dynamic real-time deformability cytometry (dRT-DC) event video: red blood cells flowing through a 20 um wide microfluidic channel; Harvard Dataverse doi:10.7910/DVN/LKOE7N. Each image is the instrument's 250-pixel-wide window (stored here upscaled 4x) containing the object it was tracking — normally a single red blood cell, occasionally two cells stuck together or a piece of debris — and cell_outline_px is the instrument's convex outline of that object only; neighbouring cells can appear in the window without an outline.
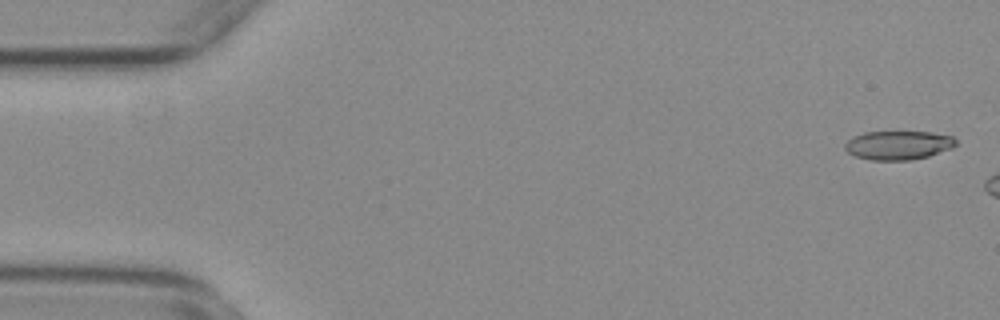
{"species": "common noctule bat (a hibernating species)", "species_latin": "Nyctalus noctula", "temperature_condition": "warm", "stored_images_in_passage": 7, "camera_frame_rate_fps": 3000, "um_per_image_px": 0.085, "animal": {"sex": "female", "body_mass_g": 29.2, "forearm_length_mm": 56.3}, "frame": {"image": 1, "passage_image": 2, "time_ms": 0.333, "image_size_px": [1000, 320], "cell_outline_px": [[956, 144], [952, 148], [928, 156], [912, 160], [872, 160], [856, 156], [848, 152], [844, 148], [844, 144], [852, 136], [864, 132], [932, 132], [952, 136], [956, 140]], "centroid_in_image_um": [76.34, 12.34], "position_along_channel_um": 8.7, "area_um2": 18.67}}